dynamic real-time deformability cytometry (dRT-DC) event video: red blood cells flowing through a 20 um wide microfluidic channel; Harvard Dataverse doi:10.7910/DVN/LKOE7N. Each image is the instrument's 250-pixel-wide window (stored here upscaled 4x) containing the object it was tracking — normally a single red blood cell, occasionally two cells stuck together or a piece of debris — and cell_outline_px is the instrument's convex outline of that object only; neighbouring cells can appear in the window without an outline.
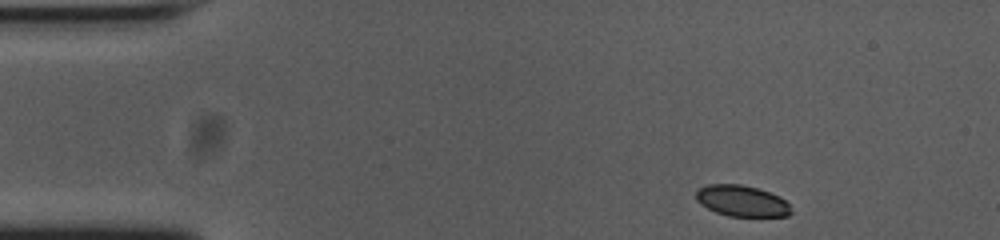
{"species": "common noctule bat (a hibernating species)", "species_latin": "Nyctalus noctula", "temperature_condition": "cold", "stored_images_in_passage": 46, "camera_frame_rate_fps": 3000, "um_per_image_px": 0.085, "animal": {"sex": "female", "body_mass_g": 23.0, "forearm_length_mm": 53.4}, "frame": {"image": 1, "passage_image": 1, "time_ms": 0.0, "image_size_px": [1000, 240], "cell_outline_px": [[792, 212], [788, 216], [728, 216], [716, 212], [700, 204], [696, 200], [696, 192], [700, 188], [708, 184], [740, 184], [756, 188], [780, 196], [788, 204]], "centroid_in_image_um": [63.04, 17.08], "position_along_channel_um": 22.0, "area_um2": 17.11}}
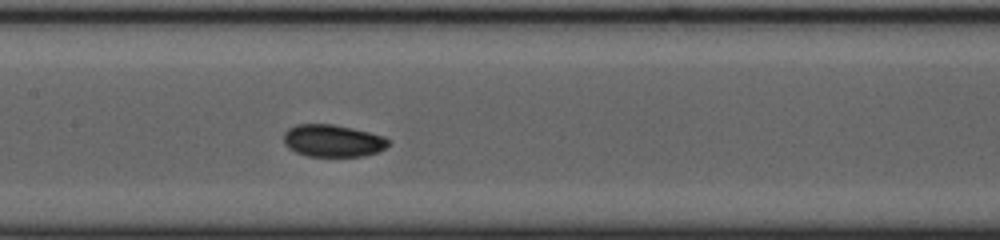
{"frame": {"image": 2, "passage_image": 20, "time_ms": 6.333, "image_size_px": [1000, 240], "cell_outline_px": [[388, 144], [384, 148], [376, 152], [364, 156], [308, 156], [296, 152], [288, 148], [284, 144], [284, 132], [288, 128], [296, 124], [332, 124], [352, 128], [384, 136], [388, 140]], "centroid_in_image_um": [28.24, 11.96], "position_along_channel_um": 179.2, "area_um2": 19.59}}
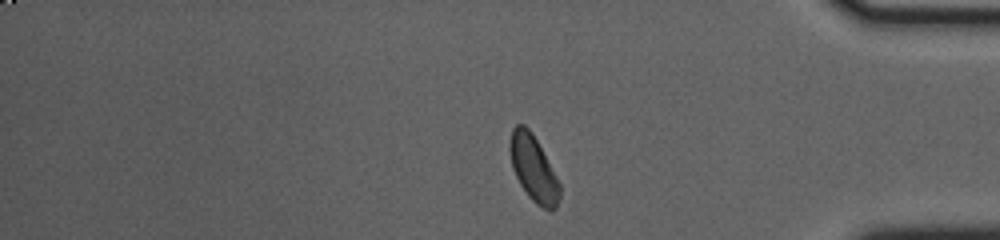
{"frame": {"image": 3, "passage_image": 39, "time_ms": 12.667, "image_size_px": [1000, 240], "cell_outline_px": [[560, 200], [556, 208], [552, 212], [536, 204], [528, 196], [520, 184], [512, 168], [508, 148], [512, 128], [516, 124], [524, 124], [532, 132], [556, 176], [560, 184]], "centroid_in_image_um": [45.33, 14.33], "position_along_channel_um": 389.9, "area_um2": 19.19}, "authors_computed_cell_mechanics": {"area_um2": 19.2763, "velocity_mm_per_s": 3.7142, "shape_relaxation_time_tau1_ms": 4.7245, "shape_relaxation_time_tau2_ms": 5.8499, "deformation_change_tau1": 0.1058, "deformation_change_tau2": 0.0586}}